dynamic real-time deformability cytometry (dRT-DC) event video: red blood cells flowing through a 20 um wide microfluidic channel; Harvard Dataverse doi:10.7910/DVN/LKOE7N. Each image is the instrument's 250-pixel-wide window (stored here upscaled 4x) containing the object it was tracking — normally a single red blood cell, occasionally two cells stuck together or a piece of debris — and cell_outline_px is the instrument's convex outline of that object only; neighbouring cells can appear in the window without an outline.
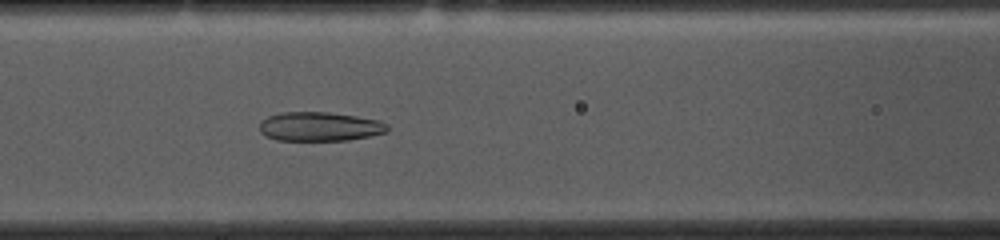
{"species": "common noctule bat (a hibernating species)", "species_latin": "Nyctalus noctula", "temperature_condition": "cold", "stored_images_in_passage": 50, "camera_frame_rate_fps": 3000, "um_per_image_px": 0.085, "animal": {"sex": "female", "body_mass_g": 10.0, "forearm_length_mm": 53.1}, "frame": {"image": 1, "passage_image": 18, "time_ms": 5.667, "image_size_px": [1000, 240], "cell_outline_px": [[388, 132], [348, 140], [276, 140], [264, 136], [260, 132], [260, 124], [268, 116], [280, 112], [328, 112], [356, 116], [380, 120], [388, 124]], "centroid_in_image_um": [27.18, 10.75], "position_along_channel_um": 139.4, "area_um2": 21.73}}
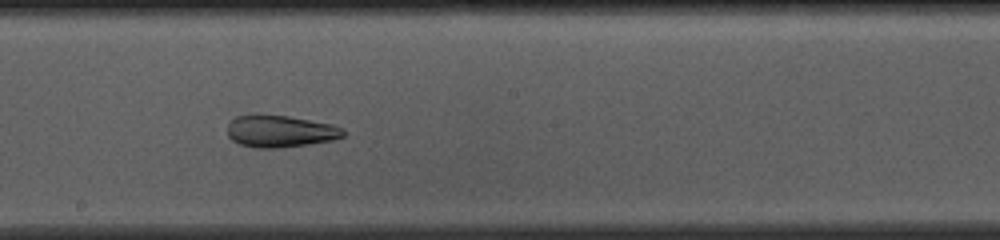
{"frame": {"image": 2, "passage_image": 25, "time_ms": 8.0, "image_size_px": [1000, 240], "cell_outline_px": [[344, 136], [332, 140], [308, 144], [276, 148], [256, 148], [240, 144], [232, 140], [228, 136], [228, 124], [236, 116], [256, 112], [288, 116], [332, 124], [344, 128]], "centroid_in_image_um": [23.78, 11.13], "position_along_channel_um": 224.4, "area_um2": 21.96}}
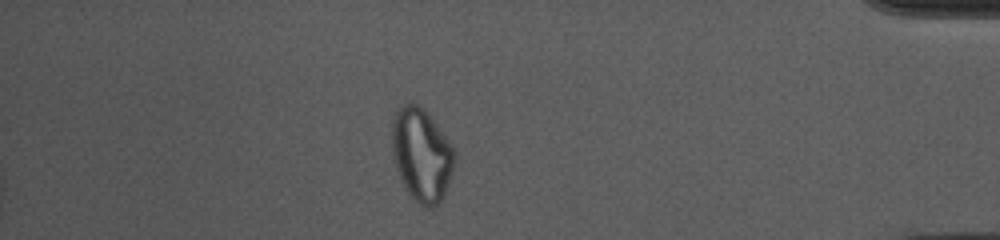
{"frame": {"image": 3, "passage_image": 43, "time_ms": 14.0, "image_size_px": [1000, 240], "cell_outline_px": [[456, 160], [444, 196], [440, 204], [432, 208], [424, 208], [412, 196], [400, 180], [392, 156], [392, 120], [396, 108], [404, 104], [420, 104], [452, 144], [456, 152]], "centroid_in_image_um": [35.84, 13.16], "position_along_channel_um": 399.4, "area_um2": 34.28}, "authors_computed_cell_mechanics": {"area_um2": 26.4435, "velocity_mm_per_s": 3.6553, "shape_relaxation_time_tau1_ms": null, "shape_relaxation_time_tau2_ms": 2.5245, "deformation_change_tau1": null, "deformation_change_tau2": 0.0868}}